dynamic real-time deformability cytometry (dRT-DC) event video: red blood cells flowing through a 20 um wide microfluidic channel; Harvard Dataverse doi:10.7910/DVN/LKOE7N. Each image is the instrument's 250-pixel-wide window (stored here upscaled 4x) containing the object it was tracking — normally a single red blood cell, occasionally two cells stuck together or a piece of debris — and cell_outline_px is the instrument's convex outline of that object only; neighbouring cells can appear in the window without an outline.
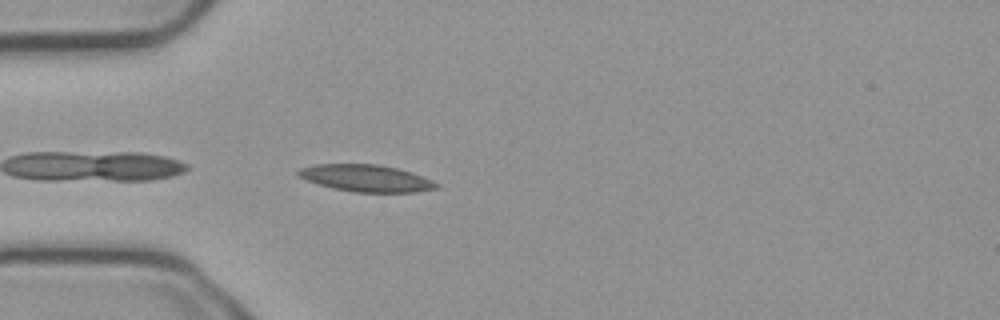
{"species": "common noctule bat (a hibernating species)", "species_latin": "Nyctalus noctula", "temperature_condition": "cold", "stored_images_in_passage": 10, "camera_frame_rate_fps": 3000, "um_per_image_px": 0.085, "animal": {"sex": "male", "body_mass_g": 23.1, "forearm_length_mm": 52.7}, "frame": {"image": 1, "passage_image": 2, "time_ms": 0.333, "image_size_px": [1000, 320], "cell_outline_px": [[440, 188], [416, 192], [352, 192], [332, 188], [316, 184], [300, 176], [296, 172], [300, 168], [316, 164], [376, 164], [396, 168], [412, 172], [432, 180], [440, 184]], "centroid_in_image_um": [31.15, 15.15], "position_along_channel_um": 53.8, "area_um2": 21.73}}
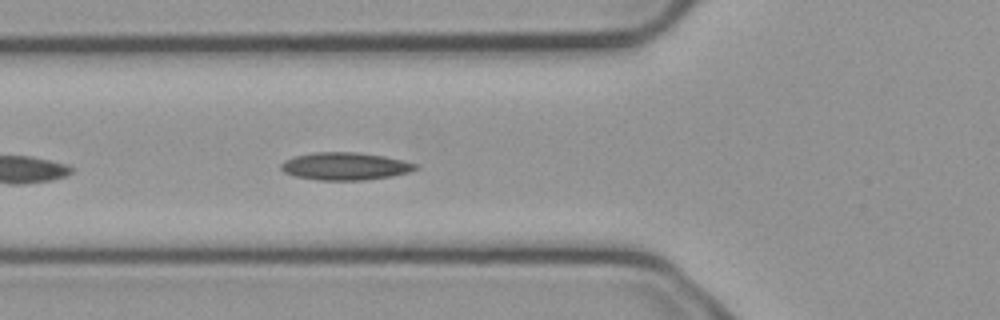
{"frame": {"image": 2, "passage_image": 6, "time_ms": 1.667, "image_size_px": [1000, 320], "cell_outline_px": [[420, 168], [408, 172], [392, 176], [364, 180], [316, 180], [296, 176], [284, 172], [280, 168], [280, 164], [284, 160], [296, 156], [316, 152], [356, 152], [384, 156], [420, 164]], "centroid_in_image_um": [29.36, 14.13], "position_along_channel_um": 96.4, "area_um2": 21.68}}